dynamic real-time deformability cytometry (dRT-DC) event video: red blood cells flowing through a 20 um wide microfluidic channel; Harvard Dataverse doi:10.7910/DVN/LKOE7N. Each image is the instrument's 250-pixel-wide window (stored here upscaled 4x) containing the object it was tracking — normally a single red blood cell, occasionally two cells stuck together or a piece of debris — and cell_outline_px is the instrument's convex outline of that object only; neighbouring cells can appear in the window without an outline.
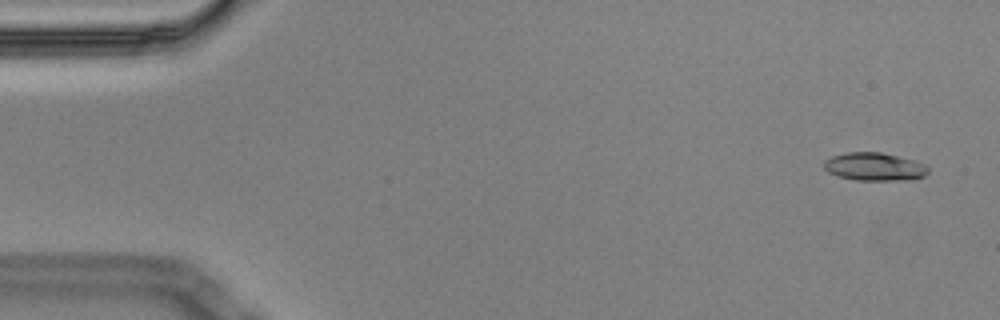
{"species": "Egyptian fruit bat (a non-hibernating species)", "species_latin": "Rousettus aegyptiacus", "temperature_condition": "cold", "stored_images_in_passage": 5, "camera_frame_rate_fps": 3000, "um_per_image_px": 0.085, "animal": {"sex": "male"}, "frame": {"image": 1, "passage_image": 1, "time_ms": 0.0, "image_size_px": [1000, 320], "cell_outline_px": [[928, 172], [924, 176], [892, 180], [856, 180], [836, 176], [828, 172], [824, 168], [824, 160], [832, 156], [848, 152], [880, 152], [916, 160], [924, 164], [928, 168]], "centroid_in_image_um": [74.28, 14.15], "position_along_channel_um": 10.7, "area_um2": 16.88}}
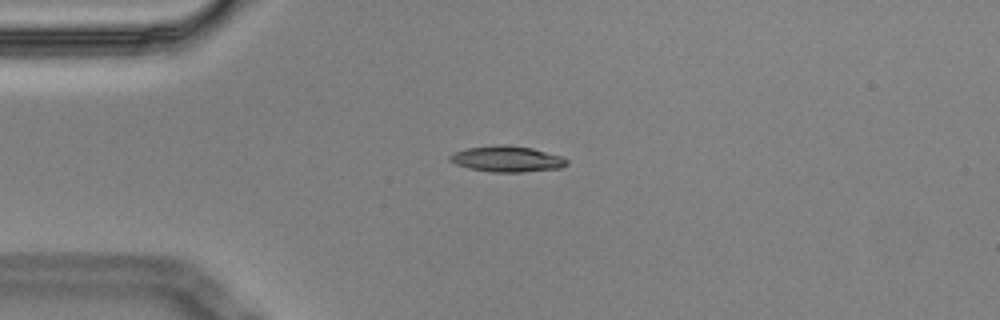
{"frame": {"image": 2, "passage_image": 4, "time_ms": 1.0, "image_size_px": [1000, 320], "cell_outline_px": [[568, 164], [560, 168], [520, 172], [492, 172], [468, 168], [456, 164], [448, 160], [448, 156], [452, 152], [464, 148], [500, 144], [532, 148], [560, 156], [568, 160]], "centroid_in_image_um": [43.03, 13.51], "position_along_channel_um": 42.0, "area_um2": 17.69}}